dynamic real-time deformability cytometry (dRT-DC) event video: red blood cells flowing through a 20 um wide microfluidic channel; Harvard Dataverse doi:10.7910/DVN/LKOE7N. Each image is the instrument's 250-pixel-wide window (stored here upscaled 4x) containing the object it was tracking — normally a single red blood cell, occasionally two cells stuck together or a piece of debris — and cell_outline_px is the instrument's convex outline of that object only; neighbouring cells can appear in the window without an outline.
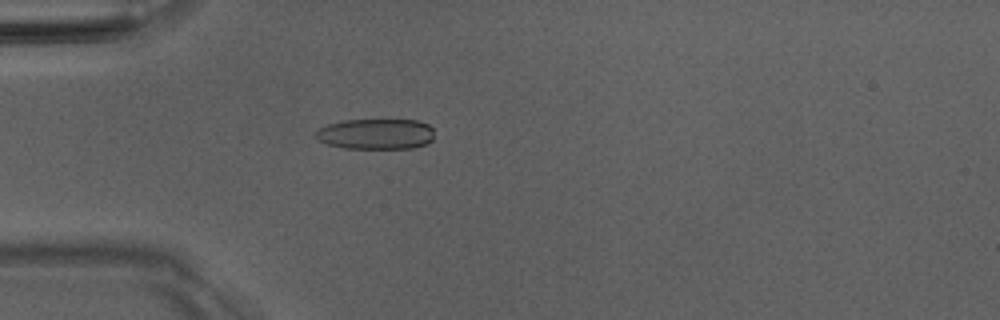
{"species": "Egyptian fruit bat (a non-hibernating species)", "species_latin": "Rousettus aegyptiacus", "temperature_condition": "room temperature", "stored_images_in_passage": 50, "camera_frame_rate_fps": 3000, "um_per_image_px": 0.085, "animal": {"sex": "male"}, "frame": {"image": 1, "passage_image": 14, "time_ms": 4.333, "image_size_px": [1000, 320], "cell_outline_px": [[432, 140], [424, 144], [412, 148], [344, 148], [328, 144], [312, 136], [320, 128], [328, 124], [344, 120], [416, 120], [428, 124], [432, 128]], "centroid_in_image_um": [31.93, 11.38], "position_along_channel_um": 53.1, "area_um2": 20.98}}
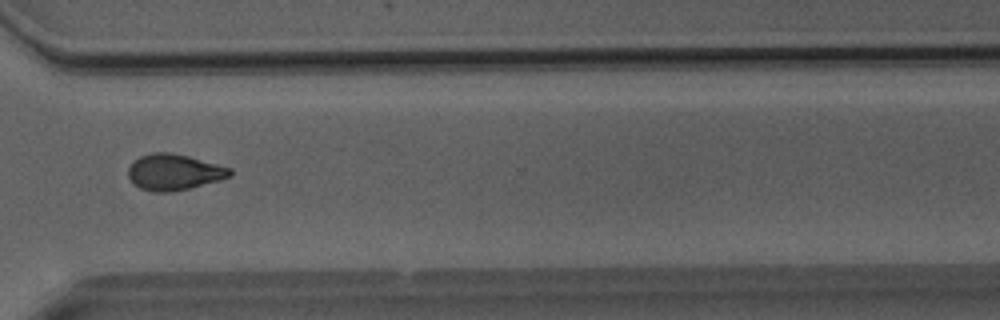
{"frame": {"image": 2, "passage_image": 37, "time_ms": 12.0, "image_size_px": [1000, 320], "cell_outline_px": [[232, 176], [220, 180], [172, 192], [152, 192], [140, 188], [132, 184], [128, 176], [128, 168], [140, 156], [152, 152], [172, 152], [188, 156], [232, 168]], "centroid_in_image_um": [14.79, 14.63], "position_along_channel_um": 355.8, "area_um2": 21.44}}
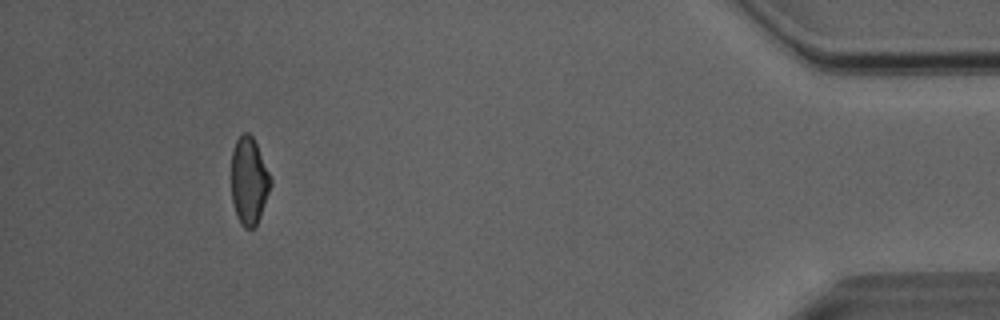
{"frame": {"image": 3, "passage_image": 46, "time_ms": 15.0, "image_size_px": [1000, 320], "cell_outline_px": [[272, 184], [260, 216], [256, 224], [252, 228], [244, 228], [240, 224], [236, 216], [232, 200], [232, 152], [236, 140], [244, 132], [248, 132], [252, 136], [256, 144], [272, 180]], "centroid_in_image_um": [21.16, 15.39], "position_along_channel_um": 414.0, "area_um2": 19.77}, "authors_computed_cell_mechanics": {"area_um2": 21.4438, "velocity_mm_per_s": 4.0824, "shape_relaxation_time_tau1_ms": 10.9864, "shape_relaxation_time_tau2_ms": 3.2705, "deformation_change_tau1": 0.2312, "deformation_change_tau2": 0.0981}}